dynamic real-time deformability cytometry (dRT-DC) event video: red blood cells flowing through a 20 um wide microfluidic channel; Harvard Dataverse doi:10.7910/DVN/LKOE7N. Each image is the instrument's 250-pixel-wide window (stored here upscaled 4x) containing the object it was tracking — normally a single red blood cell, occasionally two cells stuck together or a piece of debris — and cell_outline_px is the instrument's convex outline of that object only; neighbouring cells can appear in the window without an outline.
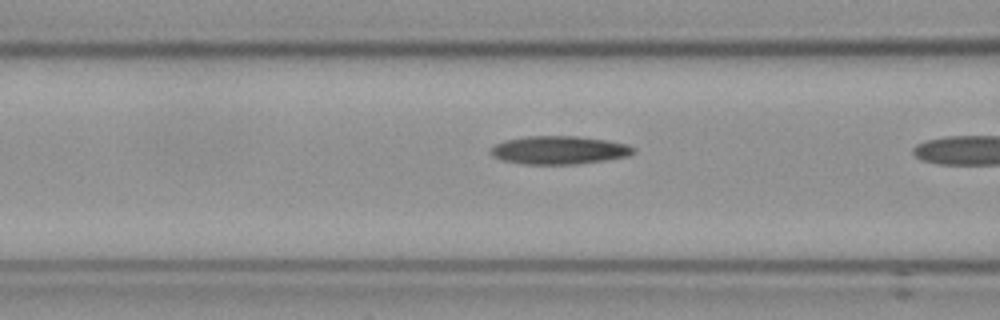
{"species": "Egyptian fruit bat (a non-hibernating species)", "species_latin": "Rousettus aegyptiacus", "temperature_condition": "cold", "stored_images_in_passage": 21, "camera_frame_rate_fps": 3000, "um_per_image_px": 0.085, "frame": {"image": 1, "passage_image": 20, "time_ms": 6.333, "image_size_px": [1000, 320], "cell_outline_px": [[636, 152], [628, 156], [604, 160], [576, 164], [524, 164], [500, 160], [492, 156], [488, 152], [488, 148], [504, 140], [528, 136], [576, 136], [608, 140], [628, 144], [636, 148]], "centroid_in_image_um": [47.5, 12.76], "position_along_channel_um": 119.1, "area_um2": 23.76}}